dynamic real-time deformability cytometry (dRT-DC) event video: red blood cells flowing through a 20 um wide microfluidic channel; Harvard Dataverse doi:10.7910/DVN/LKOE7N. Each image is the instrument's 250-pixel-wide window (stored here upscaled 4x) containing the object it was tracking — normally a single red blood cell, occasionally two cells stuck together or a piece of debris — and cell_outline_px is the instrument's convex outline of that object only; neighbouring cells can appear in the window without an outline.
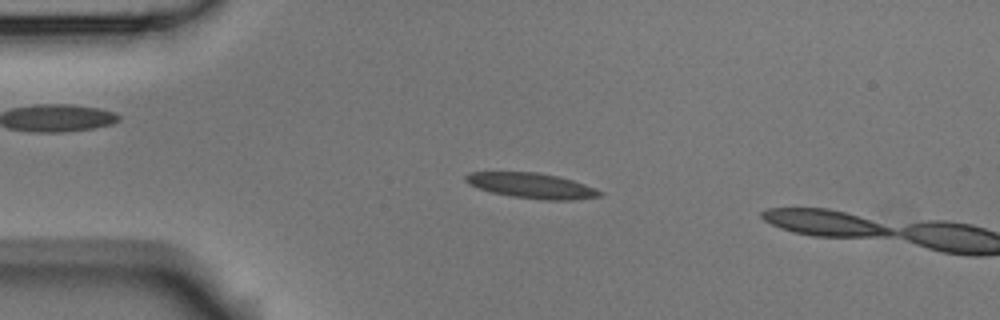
{"species": "Egyptian fruit bat (a non-hibernating species)", "species_latin": "Rousettus aegyptiacus", "temperature_condition": "room temperature", "stored_images_in_passage": 3, "camera_frame_rate_fps": 3000, "um_per_image_px": 0.085, "animal": {"sex": "male"}, "frame": {"image": 1, "passage_image": 2, "time_ms": 0.333, "image_size_px": [1000, 320], "cell_outline_px": [[604, 196], [572, 200], [544, 200], [512, 196], [492, 192], [468, 184], [464, 180], [464, 176], [468, 172], [536, 172], [556, 176], [572, 180], [584, 184], [604, 192]], "centroid_in_image_um": [45.2, 15.78], "position_along_channel_um": 39.8, "area_um2": 19.71}}